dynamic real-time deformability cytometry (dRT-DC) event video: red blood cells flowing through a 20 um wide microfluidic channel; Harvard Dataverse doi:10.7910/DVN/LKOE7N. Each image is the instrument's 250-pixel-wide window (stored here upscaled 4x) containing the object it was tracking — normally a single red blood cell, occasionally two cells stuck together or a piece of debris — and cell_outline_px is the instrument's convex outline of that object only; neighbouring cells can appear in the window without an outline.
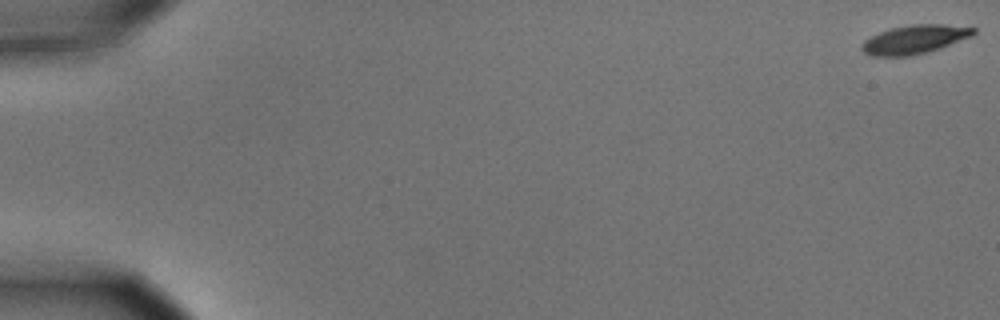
{"species": "common noctule bat (a hibernating species)", "species_latin": "Nyctalus noctula", "temperature_condition": "cold", "stored_images_in_passage": 3, "camera_frame_rate_fps": 3000, "um_per_image_px": 0.085, "animal": {"sex": "male", "body_mass_g": 15.6}, "frame": {"image": 1, "passage_image": 1, "time_ms": 0.0, "image_size_px": [1000, 320], "cell_outline_px": [[976, 32], [972, 36], [940, 48], [908, 56], [872, 56], [864, 52], [860, 48], [860, 44], [864, 40], [880, 32], [892, 28], [912, 24], [944, 24], [976, 28]], "centroid_in_image_um": [77.73, 3.34], "position_along_channel_um": 7.3, "area_um2": 18.55}}